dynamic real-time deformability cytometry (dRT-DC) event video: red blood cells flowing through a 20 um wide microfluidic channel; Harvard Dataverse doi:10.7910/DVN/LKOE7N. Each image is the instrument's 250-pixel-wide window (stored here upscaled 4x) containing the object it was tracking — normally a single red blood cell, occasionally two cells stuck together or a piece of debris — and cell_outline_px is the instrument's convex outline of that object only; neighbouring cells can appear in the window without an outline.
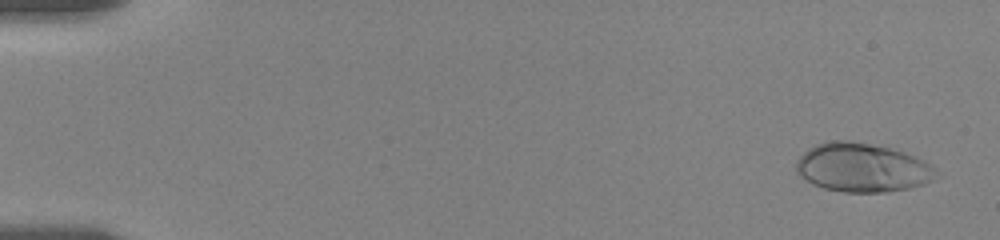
{"species": "human", "species_latin": "Homo sapiens", "temperature_condition": "room temperature", "stored_images_in_passage": 36, "camera_frame_rate_fps": 3000, "um_per_image_px": 0.085, "donor": {"sex": "female"}, "frame": {"image": 1, "passage_image": 4, "time_ms": 0.667, "image_size_px": [1000, 240], "cell_outline_px": [[932, 168], [928, 180], [924, 184], [908, 188], [884, 192], [844, 192], [824, 188], [812, 184], [800, 176], [796, 172], [796, 160], [808, 148], [816, 144], [828, 140], [852, 140], [888, 148], [924, 160]], "centroid_in_image_um": [73.15, 14.24], "position_along_channel_um": 11.9, "area_um2": 39.07}}
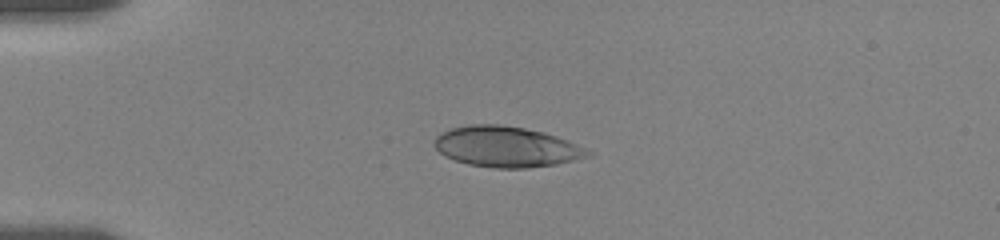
{"frame": {"image": 2, "passage_image": 24, "time_ms": 4.667, "image_size_px": [1000, 240], "cell_outline_px": [[592, 156], [556, 164], [528, 168], [492, 168], [468, 164], [444, 156], [432, 144], [436, 136], [452, 128], [468, 124], [500, 124], [524, 128], [544, 132], [568, 140], [592, 152]], "centroid_in_image_um": [43.04, 12.48], "position_along_channel_um": 42.0, "area_um2": 36.36}}